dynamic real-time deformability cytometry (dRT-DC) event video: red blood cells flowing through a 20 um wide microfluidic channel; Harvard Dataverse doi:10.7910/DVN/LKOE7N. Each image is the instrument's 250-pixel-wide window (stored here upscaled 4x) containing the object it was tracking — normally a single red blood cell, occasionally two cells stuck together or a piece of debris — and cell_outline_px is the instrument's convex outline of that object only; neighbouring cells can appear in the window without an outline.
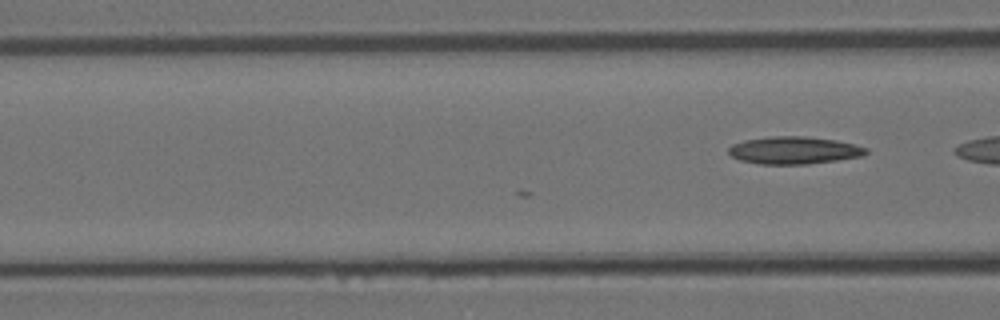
{"species": "Egyptian fruit bat (a non-hibernating species)", "species_latin": "Rousettus aegyptiacus", "temperature_condition": "room temperature", "stored_images_in_passage": 18, "camera_frame_rate_fps": 3000, "um_per_image_px": 0.085, "animal": {"sex": "female"}, "frame": {"image": 1, "passage_image": 18, "time_ms": 5.667, "image_size_px": [1000, 320], "cell_outline_px": [[868, 152], [860, 156], [836, 160], [808, 164], [760, 164], [740, 160], [732, 156], [728, 152], [728, 148], [732, 144], [744, 140], [772, 136], [804, 136], [836, 140], [868, 148]], "centroid_in_image_um": [67.46, 12.77], "position_along_channel_um": 99.1, "area_um2": 21.85}}